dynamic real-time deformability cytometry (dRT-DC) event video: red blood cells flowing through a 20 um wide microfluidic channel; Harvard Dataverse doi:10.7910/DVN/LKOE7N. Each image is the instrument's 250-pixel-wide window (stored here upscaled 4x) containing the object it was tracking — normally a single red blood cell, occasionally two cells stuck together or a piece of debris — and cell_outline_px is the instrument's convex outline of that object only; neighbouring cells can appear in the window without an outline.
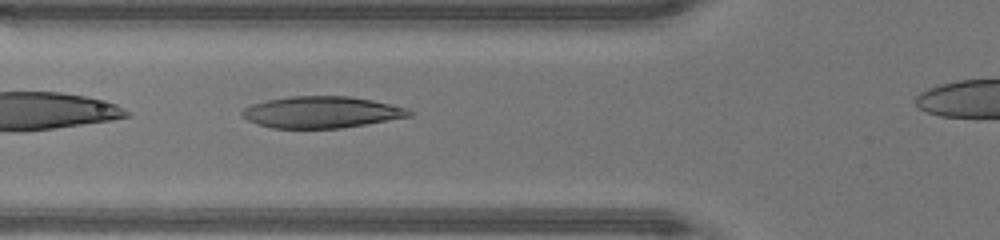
{"species": "human", "species_latin": "Homo sapiens", "temperature_condition": "warm", "stored_images_in_passage": 27, "camera_frame_rate_fps": 3000, "um_per_image_px": 0.085, "donor": {"sex": "male"}, "frame": {"image": 1, "passage_image": 3, "time_ms": 0.667, "image_size_px": [1000, 240], "cell_outline_px": [[412, 116], [340, 128], [272, 128], [248, 120], [240, 112], [244, 108], [252, 104], [268, 100], [292, 96], [348, 96], [372, 100], [408, 108], [412, 112]], "centroid_in_image_um": [27.34, 9.53], "position_along_channel_um": 98.5, "area_um2": 30.4}}
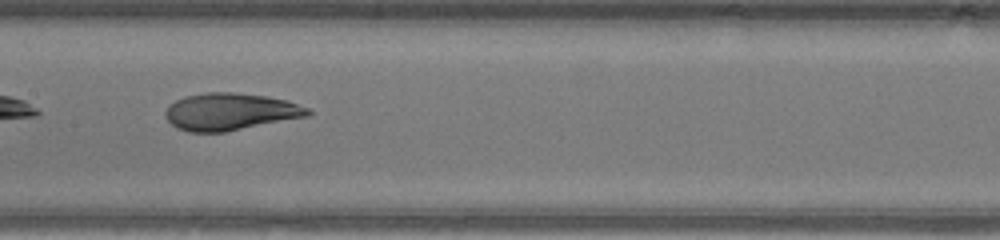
{"frame": {"image": 2, "passage_image": 9, "time_ms": 2.667, "image_size_px": [1000, 240], "cell_outline_px": [[312, 112], [308, 116], [224, 132], [188, 132], [176, 128], [168, 120], [164, 112], [168, 104], [184, 96], [208, 92], [232, 92], [268, 96], [288, 100], [308, 108]], "centroid_in_image_um": [19.55, 9.49], "position_along_channel_um": 187.9, "area_um2": 30.92}}
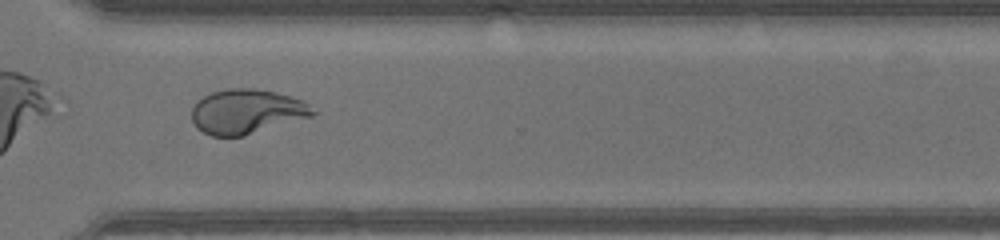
{"frame": {"image": 3, "passage_image": 20, "time_ms": 6.333, "image_size_px": [1000, 240], "cell_outline_px": [[320, 112], [312, 116], [244, 136], [212, 136], [196, 128], [192, 120], [192, 108], [196, 100], [212, 92], [228, 88], [252, 88], [276, 92], [304, 100]], "centroid_in_image_um": [20.99, 9.48], "position_along_channel_um": 349.6, "area_um2": 31.73}, "authors_computed_cell_mechanics": {"area_um2": 30.923, "velocity_mm_per_s": 4.4205, "shape_relaxation_time_tau1_ms": 6.8766, "shape_relaxation_time_tau2_ms": 1.0098, "deformation_change_tau1": 0.3046, "deformation_change_tau2": 0.0595}}